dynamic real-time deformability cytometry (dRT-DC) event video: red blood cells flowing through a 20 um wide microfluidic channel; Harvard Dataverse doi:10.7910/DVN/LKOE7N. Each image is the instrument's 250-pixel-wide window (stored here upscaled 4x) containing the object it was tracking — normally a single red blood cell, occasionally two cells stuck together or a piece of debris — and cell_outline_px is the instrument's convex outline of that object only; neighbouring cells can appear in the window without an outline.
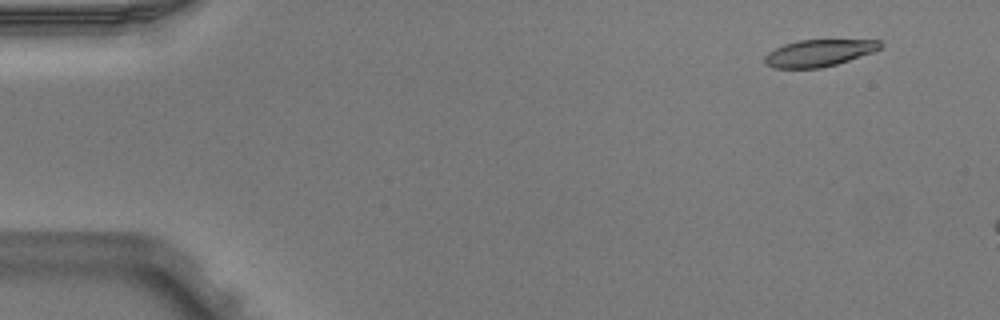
{"species": "Egyptian fruit bat (a non-hibernating species)", "species_latin": "Rousettus aegyptiacus", "temperature_condition": "warm", "stored_images_in_passage": 4, "camera_frame_rate_fps": 3000, "um_per_image_px": 0.085, "animal": {"sex": "male"}, "frame": {"image": 1, "passage_image": 2, "time_ms": 0.333, "image_size_px": [1000, 320], "cell_outline_px": [[884, 44], [880, 48], [872, 52], [836, 64], [820, 68], [772, 68], [764, 64], [764, 56], [768, 52], [784, 44], [796, 40], [880, 40]], "centroid_in_image_um": [69.56, 4.5], "position_along_channel_um": 15.4, "area_um2": 18.09}}